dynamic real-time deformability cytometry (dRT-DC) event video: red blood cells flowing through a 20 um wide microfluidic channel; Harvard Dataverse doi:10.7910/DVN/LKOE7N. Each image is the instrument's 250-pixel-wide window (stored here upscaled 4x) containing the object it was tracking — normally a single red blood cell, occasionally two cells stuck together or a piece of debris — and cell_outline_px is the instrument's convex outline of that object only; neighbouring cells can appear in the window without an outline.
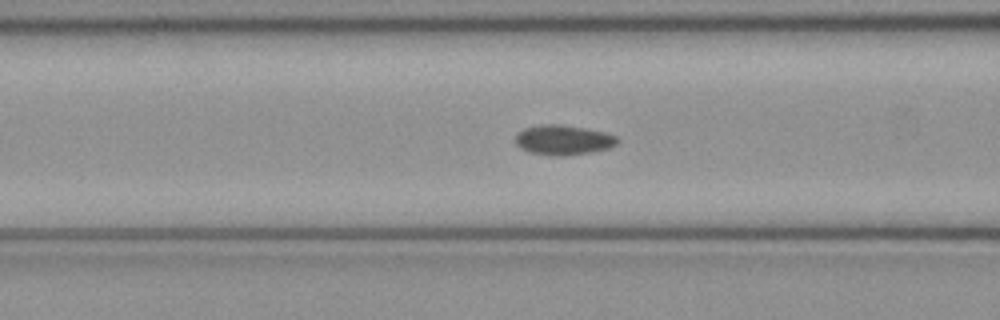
{"species": "common noctule bat (a hibernating species)", "species_latin": "Nyctalus noctula", "temperature_condition": "cold", "stored_images_in_passage": 40, "camera_frame_rate_fps": 3000, "um_per_image_px": 0.085, "animal": {"sex": "female", "body_mass_g": 21.9}, "frame": {"image": 1, "passage_image": 9, "time_ms": 2.667, "image_size_px": [1000, 320], "cell_outline_px": [[620, 140], [616, 144], [608, 148], [588, 152], [564, 156], [552, 156], [528, 152], [520, 148], [516, 144], [516, 132], [524, 128], [540, 124], [560, 124], [584, 128], [604, 132], [616, 136]], "centroid_in_image_um": [47.83, 11.89], "position_along_channel_um": 118.8, "area_um2": 17.8}}
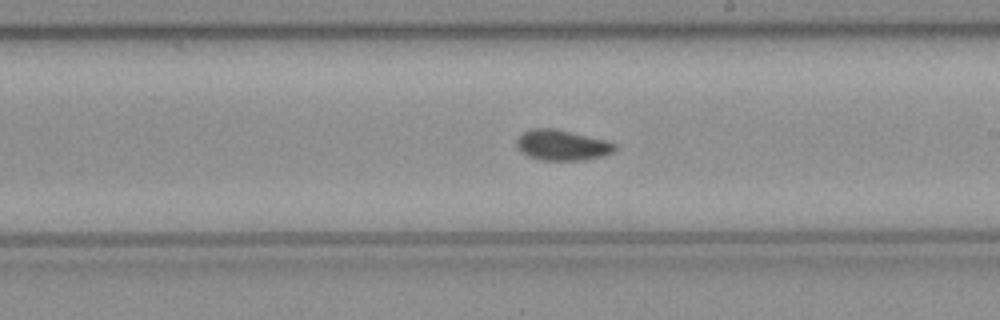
{"frame": {"image": 2, "passage_image": 18, "time_ms": 5.667, "image_size_px": [1000, 320], "cell_outline_px": [[616, 148], [612, 152], [600, 156], [584, 160], [540, 160], [528, 156], [520, 152], [516, 148], [516, 140], [524, 132], [532, 128], [556, 128], [604, 140], [616, 144]], "centroid_in_image_um": [47.72, 12.34], "position_along_channel_um": 241.3, "area_um2": 17.4}}
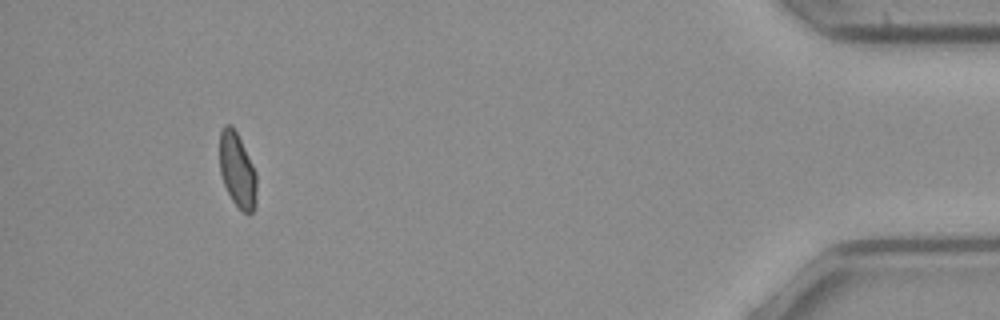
{"frame": {"image": 3, "passage_image": 36, "time_ms": 11.667, "image_size_px": [1000, 320], "cell_outline_px": [[256, 204], [252, 212], [248, 216], [232, 200], [224, 184], [220, 172], [220, 132], [224, 124], [232, 124], [256, 172]], "centroid_in_image_um": [20.17, 14.47], "position_along_channel_um": 415.0, "area_um2": 15.95}, "authors_computed_cell_mechanics": {"area_um2": 17.1088, "velocity_mm_per_s": 4.0795, "shape_relaxation_time_tau1_ms": null, "shape_relaxation_time_tau2_ms": 4.0794, "deformation_change_tau1": null, "deformation_change_tau2": 0.063}}